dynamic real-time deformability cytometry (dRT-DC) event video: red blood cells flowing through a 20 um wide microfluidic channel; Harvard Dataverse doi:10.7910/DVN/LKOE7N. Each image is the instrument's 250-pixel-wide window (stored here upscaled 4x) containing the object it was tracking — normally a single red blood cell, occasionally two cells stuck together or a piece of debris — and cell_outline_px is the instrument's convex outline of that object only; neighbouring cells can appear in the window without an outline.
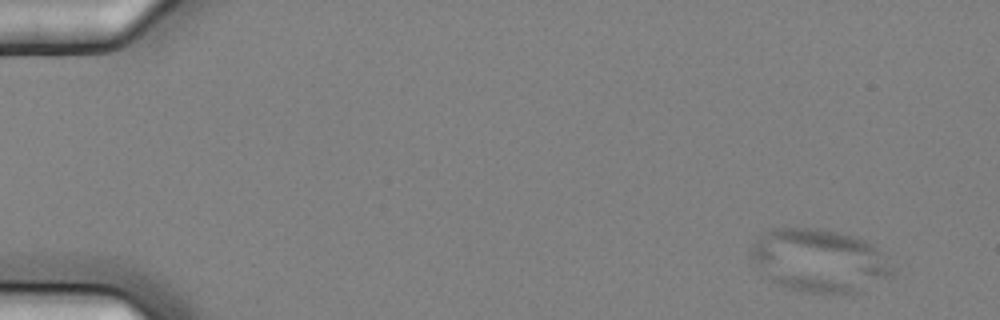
{"species": "common noctule bat (a hibernating species)", "species_latin": "Nyctalus noctula", "temperature_condition": "cold", "stored_images_in_passage": 6, "camera_frame_rate_fps": 3000, "um_per_image_px": 0.085, "animal": {"sex": "female", "body_mass_g": 25.1}, "frame": {"image": 1, "passage_image": 1, "time_ms": 0.0, "image_size_px": [1000, 320], "cell_outline_px": [[896, 272], [892, 276], [852, 292], [800, 292], [788, 288], [772, 280], [752, 260], [752, 248], [760, 232], [768, 228], [820, 228], [840, 232], [856, 236], [872, 244], [896, 268]], "centroid_in_image_um": [69.65, 22.1], "position_along_channel_um": 15.3, "area_um2": 51.44}}